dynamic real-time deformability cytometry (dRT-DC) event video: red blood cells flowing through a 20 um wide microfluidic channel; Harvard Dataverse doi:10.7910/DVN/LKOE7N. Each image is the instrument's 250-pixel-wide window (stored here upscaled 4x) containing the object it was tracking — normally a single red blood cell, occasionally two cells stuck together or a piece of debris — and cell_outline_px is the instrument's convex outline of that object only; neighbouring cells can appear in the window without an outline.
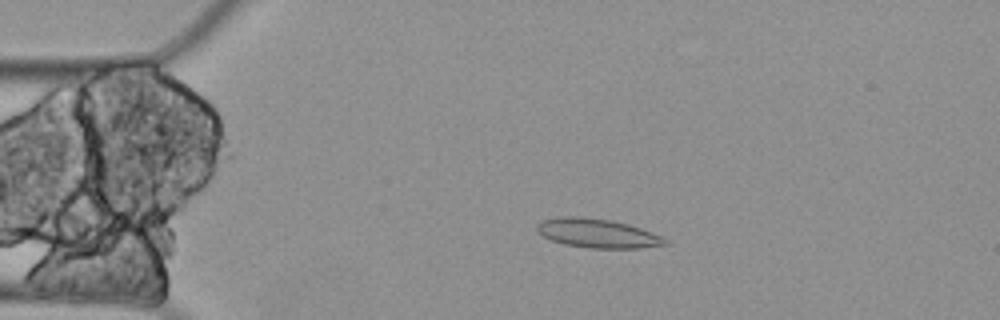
{"species": "Egyptian fruit bat (a non-hibernating species)", "species_latin": "Rousettus aegyptiacus", "temperature_condition": "cold", "stored_images_in_passage": 59, "camera_frame_rate_fps": 3000, "um_per_image_px": 0.085, "animal": {"sex": "female"}, "frame": {"image": 1, "passage_image": 12, "time_ms": 3.667, "image_size_px": [1000, 320], "cell_outline_px": [[668, 244], [640, 248], [592, 248], [564, 244], [552, 240], [544, 236], [536, 228], [536, 224], [540, 220], [564, 216], [580, 216], [612, 220], [628, 224], [652, 232], [668, 240]], "centroid_in_image_um": [50.78, 19.82], "position_along_channel_um": 34.2, "area_um2": 21.62}}
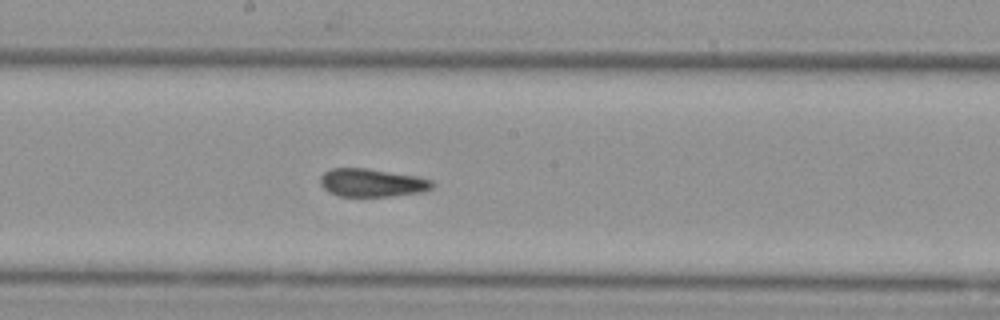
{"frame": {"image": 2, "passage_image": 31, "time_ms": 10.0, "image_size_px": [1000, 320], "cell_outline_px": [[432, 188], [420, 192], [388, 196], [340, 196], [328, 192], [320, 184], [320, 176], [324, 172], [332, 168], [368, 168], [416, 176], [432, 180]], "centroid_in_image_um": [31.57, 15.52], "position_along_channel_um": 216.6, "area_um2": 18.21}}
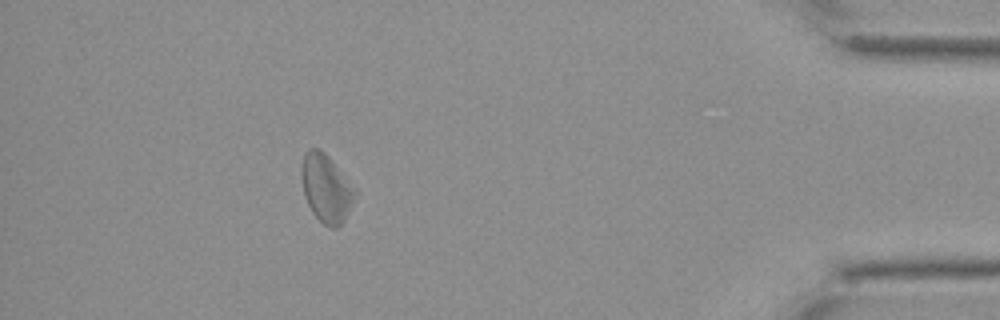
{"frame": {"image": 3, "passage_image": 53, "time_ms": 17.333, "image_size_px": [1000, 320], "cell_outline_px": [[356, 196], [344, 220], [336, 228], [332, 228], [324, 224], [312, 212], [304, 196], [300, 176], [300, 172], [304, 156], [308, 148], [320, 148], [328, 156], [356, 188]], "centroid_in_image_um": [27.72, 15.98], "position_along_channel_um": 407.5, "area_um2": 21.15}, "authors_computed_cell_mechanics": {"area_um2": 20.1722, "velocity_mm_per_s": 3.3024, "shape_relaxation_time_tau1_ms": null, "shape_relaxation_time_tau2_ms": 5.5511, "deformation_change_tau1": null, "deformation_change_tau2": 0.0766}}